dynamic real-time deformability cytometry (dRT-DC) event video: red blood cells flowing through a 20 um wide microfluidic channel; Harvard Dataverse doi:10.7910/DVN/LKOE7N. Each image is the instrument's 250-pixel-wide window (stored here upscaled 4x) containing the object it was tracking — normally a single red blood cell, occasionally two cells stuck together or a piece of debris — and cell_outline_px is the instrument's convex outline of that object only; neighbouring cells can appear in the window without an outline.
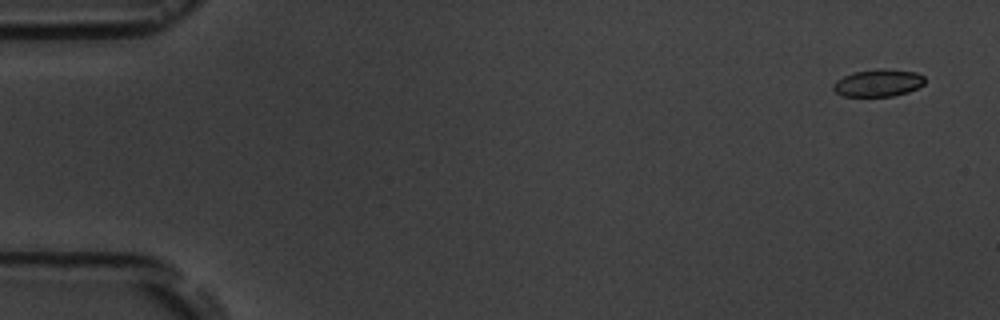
{"species": "common noctule bat (a hibernating species)", "species_latin": "Nyctalus noctula", "temperature_condition": "room temperature", "stored_images_in_passage": 17, "camera_frame_rate_fps": 3000, "um_per_image_px": 0.085, "animal": {"sex": "male", "body_mass_g": 19.5, "forearm_length_mm": 54.6}, "frame": {"image": 1, "passage_image": 1, "time_ms": 0.0, "image_size_px": [1000, 320], "cell_outline_px": [[924, 84], [908, 92], [892, 96], [844, 96], [836, 92], [832, 88], [832, 84], [836, 80], [852, 72], [916, 72], [924, 76]], "centroid_in_image_um": [74.6, 7.11], "position_along_channel_um": 10.4, "area_um2": 13.64}}
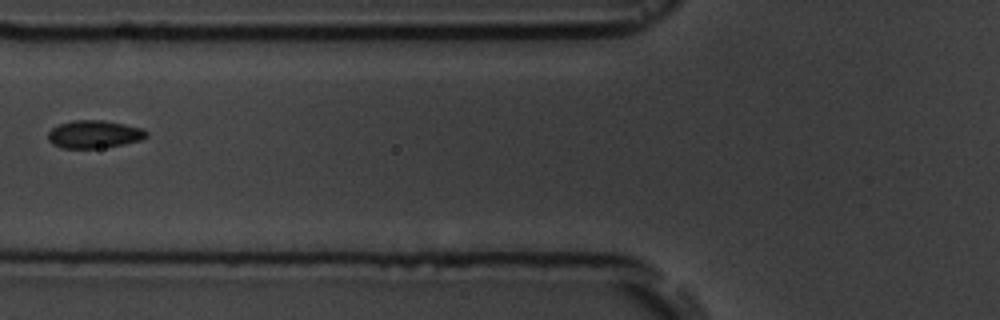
{"frame": {"image": 2, "passage_image": 7, "time_ms": 6.667, "image_size_px": [1000, 320], "cell_outline_px": [[148, 136], [144, 140], [124, 144], [100, 148], [64, 148], [52, 144], [48, 140], [48, 132], [52, 128], [60, 124], [72, 120], [104, 120], [144, 128], [148, 132]], "centroid_in_image_um": [8.05, 11.41], "position_along_channel_um": 117.8, "area_um2": 16.13}}
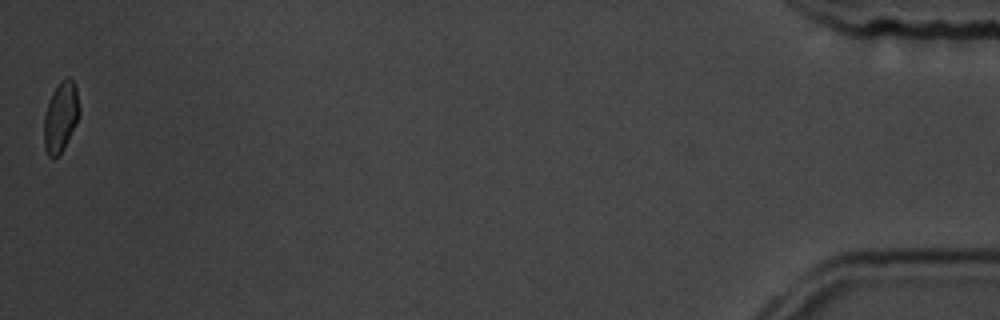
{"frame": {"image": 3, "passage_image": 17, "time_ms": 18.0, "image_size_px": [1000, 320], "cell_outline_px": [[80, 112], [76, 124], [64, 148], [56, 156], [48, 156], [44, 148], [44, 116], [52, 92], [60, 80], [68, 76], [76, 84], [80, 108]], "centroid_in_image_um": [5.17, 9.89], "position_along_channel_um": 430.0, "area_um2": 14.51}, "authors_computed_cell_mechanics": {"area_um2": 15.4326, "velocity_mm_per_s": 3.6111, "shape_relaxation_time_tau1_ms": 2.7213, "shape_relaxation_time_tau2_ms": null, "deformation_change_tau1": 0.0685, "deformation_change_tau2": null}}